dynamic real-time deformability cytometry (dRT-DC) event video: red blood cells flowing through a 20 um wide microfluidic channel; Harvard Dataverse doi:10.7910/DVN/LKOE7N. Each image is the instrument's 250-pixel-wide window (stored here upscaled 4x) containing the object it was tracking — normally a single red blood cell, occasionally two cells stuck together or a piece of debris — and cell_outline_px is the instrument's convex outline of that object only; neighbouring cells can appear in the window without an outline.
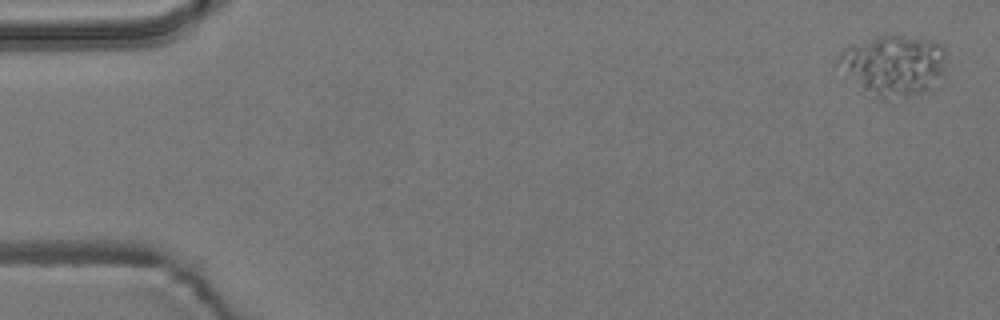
{"species": "common noctule bat (a hibernating species)", "species_latin": "Nyctalus noctula", "temperature_condition": "room temperature", "stored_images_in_passage": 7, "camera_frame_rate_fps": 3000, "um_per_image_px": 0.085, "animal": {"sex": "male", "body_mass_g": 19.2, "forearm_length_mm": 51.8}, "frame": {"image": 1, "passage_image": 1, "time_ms": 0.0, "image_size_px": [1000, 320], "cell_outline_px": [[944, 76], [928, 88], [904, 96], [884, 100], [876, 96], [836, 64], [836, 60], [844, 48], [880, 36], [900, 36], [928, 40], [940, 44], [944, 48]], "centroid_in_image_um": [75.99, 5.52], "position_along_channel_um": 9.0, "area_um2": 36.47}}
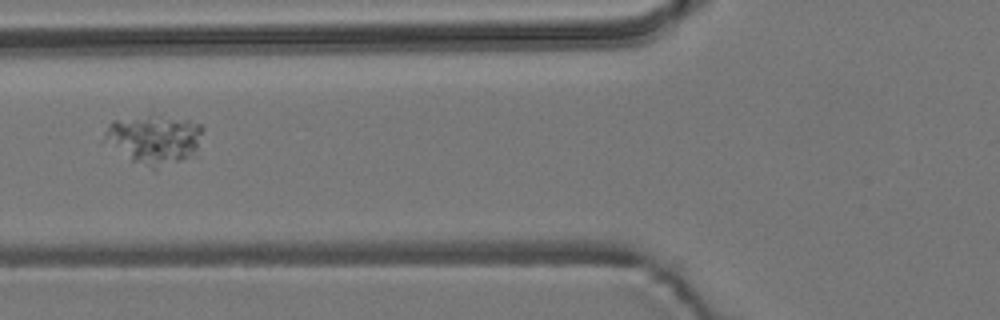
{"frame": {"image": 2, "passage_image": 6, "time_ms": 6.667, "image_size_px": [1000, 320], "cell_outline_px": [[204, 128], [196, 156], [156, 172], [132, 160], [100, 140], [108, 124], [112, 120], [148, 116], [160, 116], [188, 120], [200, 124]], "centroid_in_image_um": [13.13, 11.91], "position_along_channel_um": 112.7, "area_um2": 29.07}}
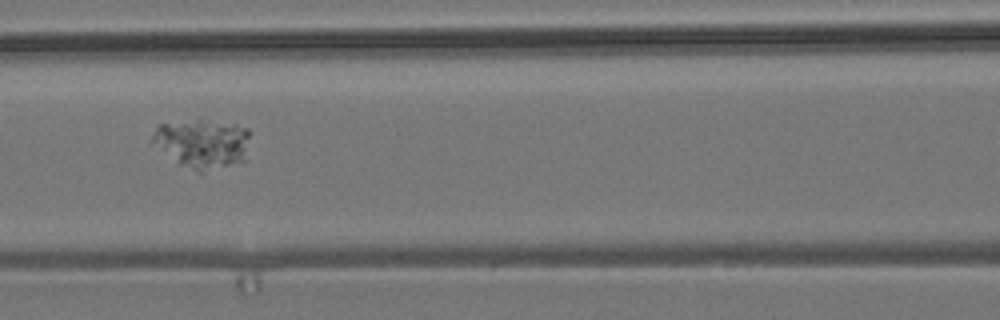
{"frame": {"image": 3, "passage_image": 7, "time_ms": 7.667, "image_size_px": [1000, 320], "cell_outline_px": [[252, 132], [244, 160], [200, 172], [196, 172], [176, 164], [148, 144], [156, 128], [160, 124], [196, 120], [200, 120], [236, 124], [248, 128]], "centroid_in_image_um": [17.14, 12.21], "position_along_channel_um": 149.5, "area_um2": 28.5}}